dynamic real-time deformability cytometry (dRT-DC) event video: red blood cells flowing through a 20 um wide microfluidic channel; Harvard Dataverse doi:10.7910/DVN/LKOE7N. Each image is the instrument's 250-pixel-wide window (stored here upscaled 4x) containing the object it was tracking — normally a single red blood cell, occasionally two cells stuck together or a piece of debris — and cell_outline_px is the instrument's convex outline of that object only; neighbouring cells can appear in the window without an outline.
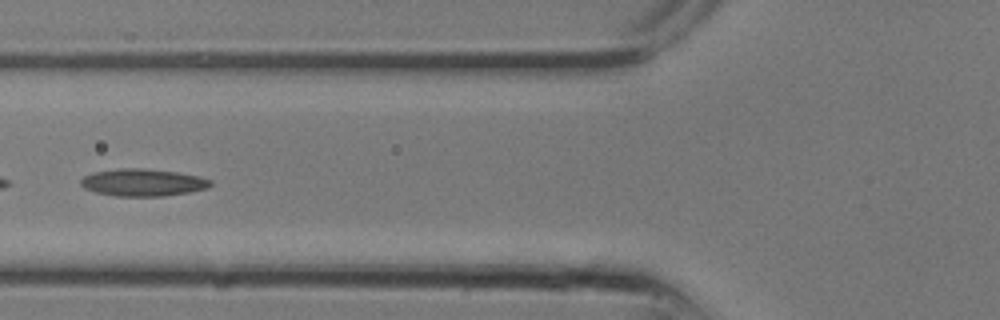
{"species": "common noctule bat (a hibernating species)", "species_latin": "Nyctalus noctula", "temperature_condition": "room temperature", "stored_images_in_passage": 11, "camera_frame_rate_fps": 3000, "um_per_image_px": 0.085, "animal": {"sex": "male", "body_mass_g": 13.3}, "frame": {"image": 1, "passage_image": 10, "time_ms": 3.0, "image_size_px": [1000, 320], "cell_outline_px": [[212, 184], [208, 188], [188, 192], [164, 196], [116, 196], [96, 192], [84, 188], [80, 184], [80, 180], [84, 176], [92, 172], [120, 168], [144, 168], [176, 172], [200, 176], [212, 180]], "centroid_in_image_um": [12.14, 15.5], "position_along_channel_um": 113.7, "area_um2": 20.69}}